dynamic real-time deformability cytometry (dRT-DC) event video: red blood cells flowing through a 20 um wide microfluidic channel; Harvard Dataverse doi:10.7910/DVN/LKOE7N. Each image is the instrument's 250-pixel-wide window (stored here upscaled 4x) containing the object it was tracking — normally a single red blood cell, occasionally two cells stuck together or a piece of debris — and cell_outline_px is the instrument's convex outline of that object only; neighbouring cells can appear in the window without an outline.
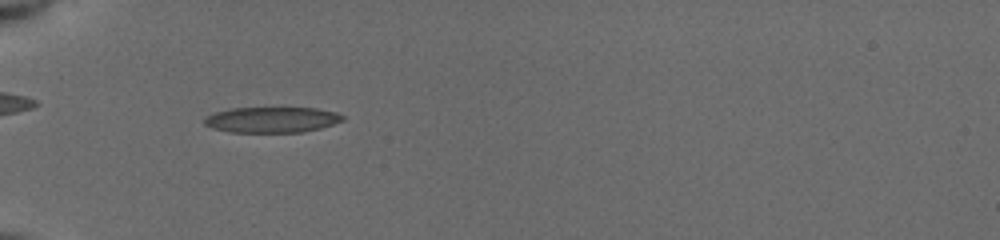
{"species": "common noctule bat (a hibernating species)", "species_latin": "Nyctalus noctula", "temperature_condition": "cold", "stored_images_in_passage": 36, "camera_frame_rate_fps": 3000, "um_per_image_px": 0.085, "animal": {"sex": "female", "body_mass_g": 19.5, "forearm_length_mm": 54.1}, "frame": {"image": 1, "passage_image": 1, "time_ms": 0.0, "image_size_px": [1000, 240], "cell_outline_px": [[344, 120], [320, 128], [304, 132], [232, 132], [212, 128], [204, 124], [204, 120], [208, 116], [216, 112], [228, 108], [316, 108], [336, 112], [344, 116]], "centroid_in_image_um": [23.12, 10.17], "position_along_channel_um": 61.9, "area_um2": 20.58}}
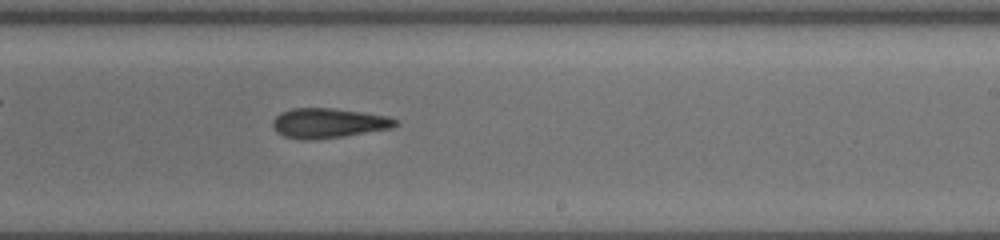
{"frame": {"image": 2, "passage_image": 17, "time_ms": 5.333, "image_size_px": [1000, 240], "cell_outline_px": [[400, 124], [392, 128], [344, 136], [312, 140], [304, 140], [284, 136], [276, 132], [272, 124], [272, 120], [280, 112], [292, 108], [332, 108], [388, 116], [400, 120]], "centroid_in_image_um": [27.92, 10.46], "position_along_channel_um": 261.1, "area_um2": 21.44}}
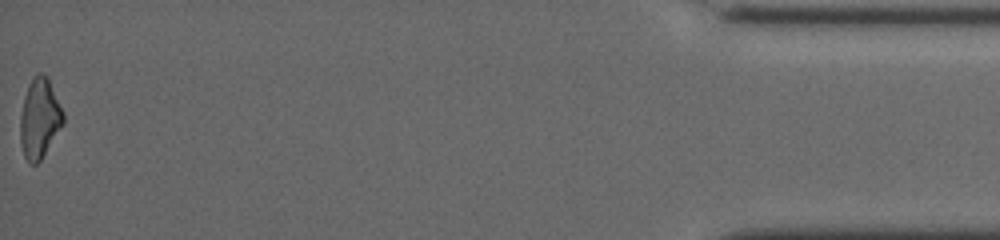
{"frame": {"image": 3, "passage_image": 36, "time_ms": 11.667, "image_size_px": [1000, 240], "cell_outline_px": [[64, 124], [40, 160], [36, 164], [28, 164], [24, 156], [20, 144], [20, 116], [24, 96], [32, 80], [40, 72], [44, 72], [48, 76], [64, 112]], "centroid_in_image_um": [3.37, 10.07], "position_along_channel_um": 431.8, "area_um2": 20.11}, "authors_computed_cell_mechanics": {"area_um2": 20.808, "velocity_mm_per_s": 3.9558, "shape_relaxation_time_tau1_ms": 5.3746, "shape_relaxation_time_tau2_ms": 3.0393, "deformation_change_tau1": 0.1602, "deformation_change_tau2": 0.1462}}